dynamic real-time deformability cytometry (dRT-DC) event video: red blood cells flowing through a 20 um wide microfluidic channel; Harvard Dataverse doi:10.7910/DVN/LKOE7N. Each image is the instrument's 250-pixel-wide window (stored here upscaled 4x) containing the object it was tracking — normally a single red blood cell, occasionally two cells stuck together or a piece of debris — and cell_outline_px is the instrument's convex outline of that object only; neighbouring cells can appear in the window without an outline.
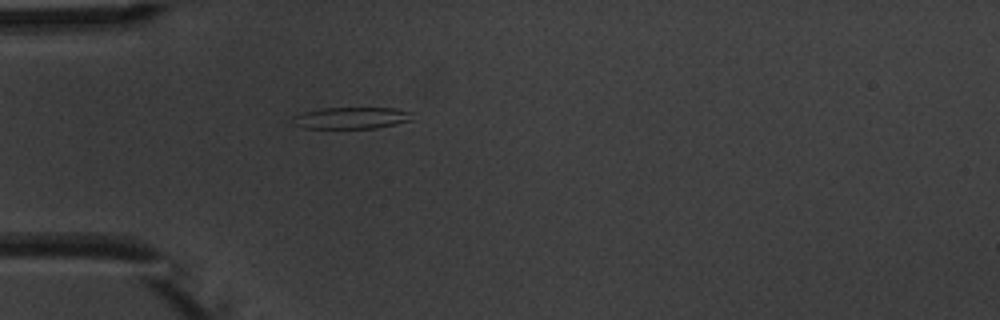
{"species": "common noctule bat (a hibernating species)", "species_latin": "Nyctalus noctula", "temperature_condition": "warm", "stored_images_in_passage": 1, "camera_frame_rate_fps": 3000, "um_per_image_px": 0.085, "animal": {"sex": "male", "body_mass_g": 20.1, "forearm_length_mm": 53.5}, "frame": {"image": 1, "passage_image": 1, "time_ms": 0.0, "image_size_px": [1000, 320], "cell_outline_px": [[412, 120], [396, 124], [376, 128], [304, 128], [296, 124], [292, 116], [304, 112], [320, 108], [396, 108], [412, 112]], "centroid_in_image_um": [29.91, 10.02], "position_along_channel_um": 55.1, "area_um2": 15.03}}